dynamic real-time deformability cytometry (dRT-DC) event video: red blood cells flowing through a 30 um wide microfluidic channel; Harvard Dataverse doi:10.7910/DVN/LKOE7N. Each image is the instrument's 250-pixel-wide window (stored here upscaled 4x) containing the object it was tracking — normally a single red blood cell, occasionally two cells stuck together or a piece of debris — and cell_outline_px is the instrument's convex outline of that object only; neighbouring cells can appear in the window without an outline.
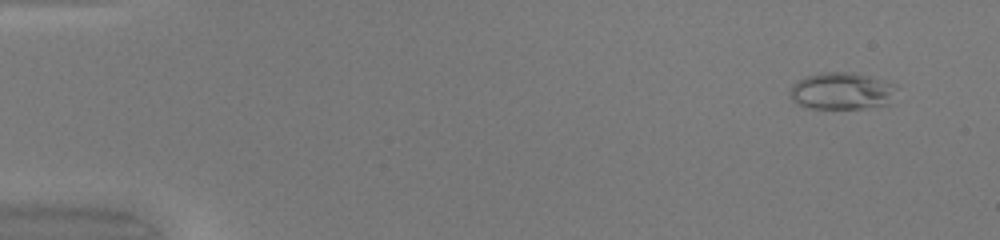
{"species": "common noctule bat (a hibernating species)", "species_latin": "Nyctalus noctula", "temperature_condition": "warm", "stored_images_in_passage": 47, "camera_frame_rate_fps": 3000, "um_per_image_px": 0.085, "animal": {"sex": "female", "body_mass_g": 20.0, "forearm_length_mm": 54.0}, "frame": {"image": 1, "passage_image": 1, "time_ms": 0.0, "image_size_px": [1000, 240], "cell_outline_px": [[896, 88], [888, 104], [864, 108], [804, 108], [792, 100], [788, 96], [792, 84], [796, 80], [804, 76], [820, 72], [852, 72], [884, 80], [896, 84]], "centroid_in_image_um": [71.48, 7.72], "position_along_channel_um": 13.5, "area_um2": 23.24}}
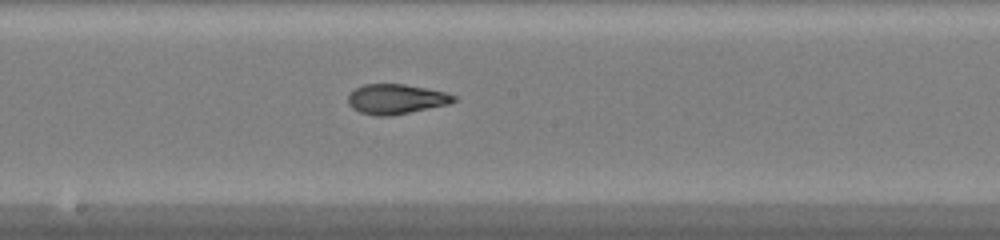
{"frame": {"image": 2, "passage_image": 25, "time_ms": 8.0, "image_size_px": [1000, 240], "cell_outline_px": [[456, 100], [448, 104], [392, 116], [376, 116], [360, 112], [352, 108], [348, 104], [348, 96], [356, 88], [364, 84], [404, 84], [444, 92], [456, 96]], "centroid_in_image_um": [33.64, 8.43], "position_along_channel_um": 214.6, "area_um2": 18.26}}
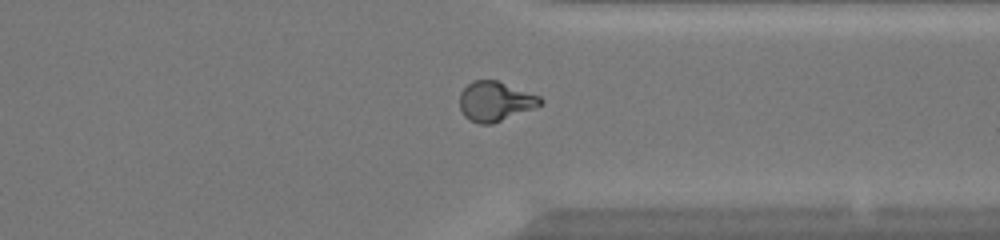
{"frame": {"image": 3, "passage_image": 36, "time_ms": 11.667, "image_size_px": [1000, 240], "cell_outline_px": [[544, 100], [536, 108], [492, 124], [480, 124], [468, 120], [464, 116], [460, 108], [460, 92], [472, 80], [496, 80], [540, 96]], "centroid_in_image_um": [42.09, 8.62], "position_along_channel_um": 369.3, "area_um2": 18.73}, "authors_computed_cell_mechanics": {"area_um2": 19.074, "velocity_mm_per_s": 4.2421, "shape_relaxation_time_tau1_ms": null, "shape_relaxation_time_tau2_ms": 1.2377, "deformation_change_tau1": null, "deformation_change_tau2": 0.0619}}